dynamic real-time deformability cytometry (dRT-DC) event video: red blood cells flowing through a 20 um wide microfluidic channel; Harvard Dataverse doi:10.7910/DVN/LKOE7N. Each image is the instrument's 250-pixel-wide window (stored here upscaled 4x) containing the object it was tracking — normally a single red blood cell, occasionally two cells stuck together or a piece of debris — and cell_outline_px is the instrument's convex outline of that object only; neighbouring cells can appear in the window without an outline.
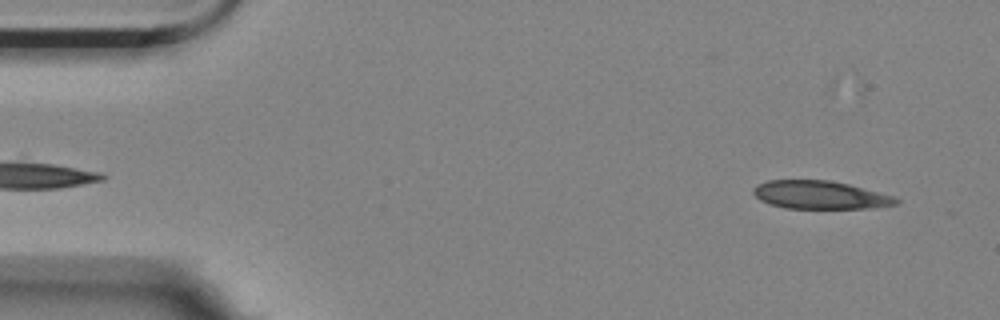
{"species": "Egyptian fruit bat (a non-hibernating species)", "species_latin": "Rousettus aegyptiacus", "temperature_condition": "room temperature", "stored_images_in_passage": 26, "camera_frame_rate_fps": 3000, "um_per_image_px": 0.085, "animal": {"sex": "female"}, "frame": {"image": 1, "passage_image": 3, "time_ms": 0.667, "image_size_px": [1000, 320], "cell_outline_px": [[900, 200], [896, 204], [868, 208], [784, 208], [768, 204], [760, 200], [752, 192], [752, 188], [756, 184], [768, 180], [828, 180], [848, 184], [892, 196]], "centroid_in_image_um": [69.62, 16.56], "position_along_channel_um": 15.4, "area_um2": 23.24}}
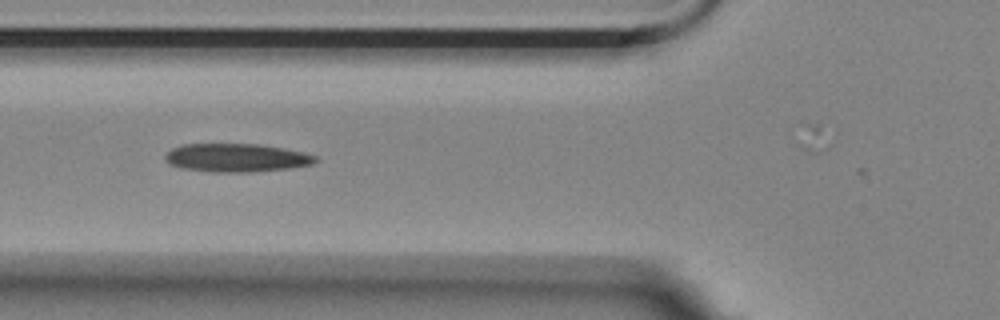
{"frame": {"image": 2, "passage_image": 19, "time_ms": 6.0, "image_size_px": [1000, 320], "cell_outline_px": [[316, 160], [312, 164], [288, 168], [252, 172], [212, 172], [180, 168], [172, 164], [164, 156], [172, 148], [184, 144], [260, 144], [300, 152], [316, 156]], "centroid_in_image_um": [20.06, 13.41], "position_along_channel_um": 105.7, "area_um2": 24.45}}
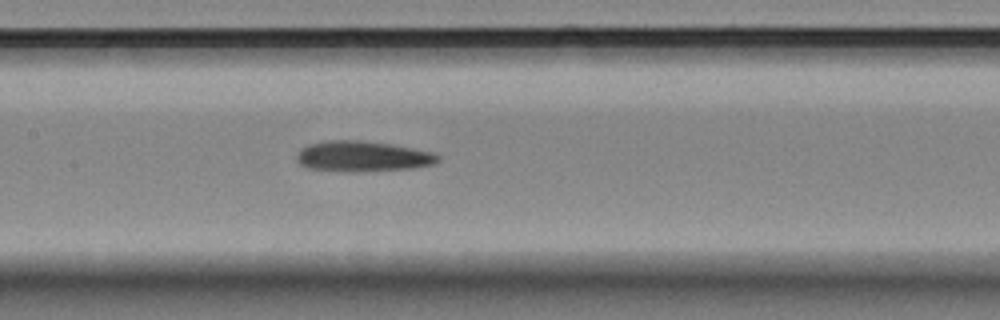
{"frame": {"image": 3, "passage_image": 25, "time_ms": 8.0, "image_size_px": [1000, 320], "cell_outline_px": [[440, 160], [436, 164], [412, 168], [360, 172], [348, 172], [308, 168], [300, 164], [296, 160], [296, 156], [300, 148], [308, 144], [324, 140], [356, 140], [388, 144], [412, 148], [432, 152], [440, 156]], "centroid_in_image_um": [30.8, 13.3], "position_along_channel_um": 176.6, "area_um2": 25.32}}